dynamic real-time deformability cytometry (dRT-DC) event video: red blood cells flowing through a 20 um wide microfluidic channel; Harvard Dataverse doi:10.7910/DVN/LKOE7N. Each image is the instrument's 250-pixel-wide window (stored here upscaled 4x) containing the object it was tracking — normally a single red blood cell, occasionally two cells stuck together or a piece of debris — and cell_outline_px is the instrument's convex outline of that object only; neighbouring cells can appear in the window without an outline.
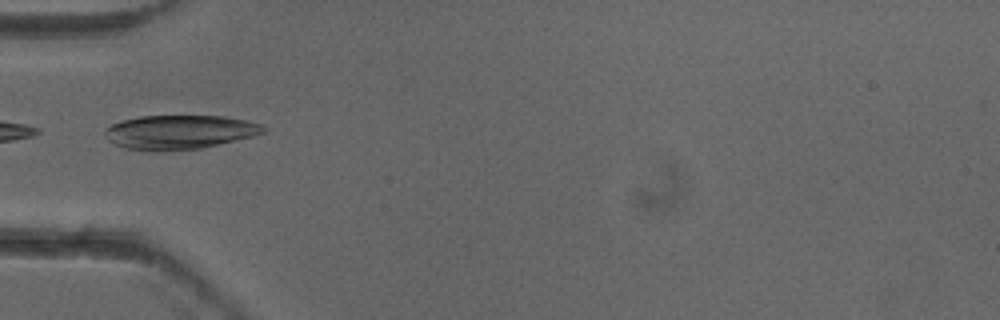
{"species": "common noctule bat (a hibernating species)", "species_latin": "Nyctalus noctula", "temperature_condition": "cold", "stored_images_in_passage": 6, "camera_frame_rate_fps": 3000, "um_per_image_px": 0.085, "animal": {"sex": "female"}, "frame": {"image": 1, "passage_image": 4, "time_ms": 1.0, "image_size_px": [1000, 320], "cell_outline_px": [[268, 128], [264, 132], [252, 136], [200, 148], [164, 152], [160, 152], [124, 148], [108, 140], [104, 136], [104, 132], [112, 124], [120, 120], [140, 116], [224, 116], [244, 120], [260, 124]], "centroid_in_image_um": [15.21, 11.23], "position_along_channel_um": 69.8, "area_um2": 31.44}}
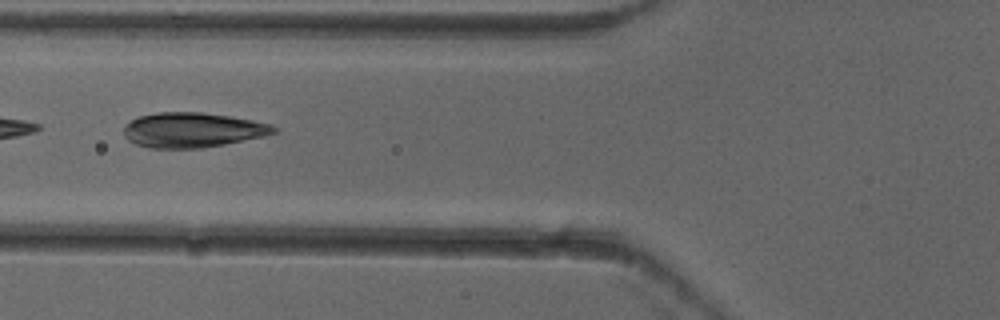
{"frame": {"image": 2, "passage_image": 5, "time_ms": 1.333, "image_size_px": [1000, 320], "cell_outline_px": [[276, 132], [264, 136], [224, 144], [200, 148], [148, 148], [136, 144], [128, 140], [124, 136], [124, 124], [140, 116], [160, 112], [200, 112], [228, 116], [252, 120], [268, 124], [276, 128]], "centroid_in_image_um": [16.31, 11.05], "position_along_channel_um": 109.5, "area_um2": 30.23}}
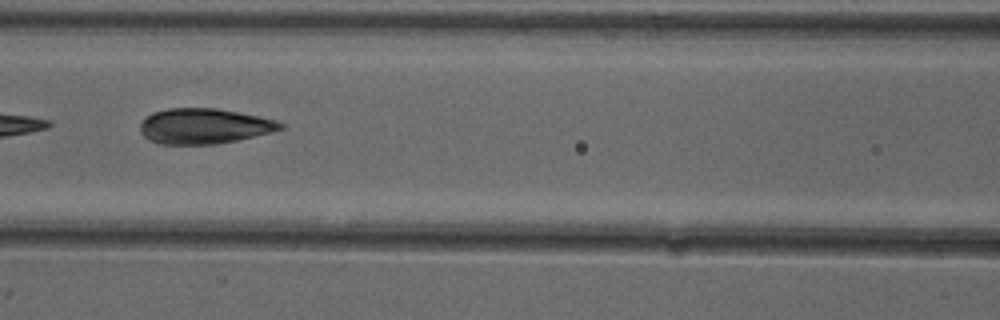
{"frame": {"image": 3, "passage_image": 6, "time_ms": 1.667, "image_size_px": [1000, 320], "cell_outline_px": [[284, 128], [272, 132], [240, 140], [216, 144], [160, 144], [148, 140], [140, 132], [140, 124], [152, 112], [168, 108], [216, 108], [260, 116], [276, 120], [284, 124]], "centroid_in_image_um": [17.37, 10.72], "position_along_channel_um": 149.2, "area_um2": 29.07}}